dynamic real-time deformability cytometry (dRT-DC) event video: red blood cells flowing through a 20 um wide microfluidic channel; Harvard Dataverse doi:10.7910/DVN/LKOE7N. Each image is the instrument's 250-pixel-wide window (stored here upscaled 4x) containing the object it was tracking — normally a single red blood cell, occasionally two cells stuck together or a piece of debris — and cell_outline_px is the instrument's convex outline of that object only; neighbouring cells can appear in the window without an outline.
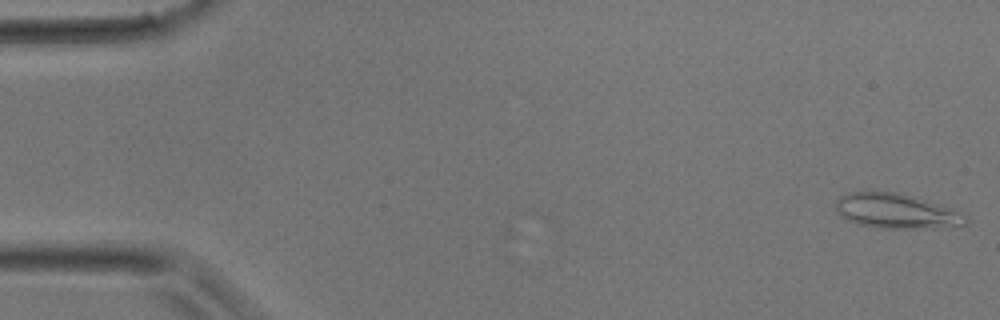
{"species": "common noctule bat (a hibernating species)", "species_latin": "Nyctalus noctula", "temperature_condition": "room temperature", "stored_images_in_passage": 6, "camera_frame_rate_fps": 3000, "um_per_image_px": 0.085, "animal": {"sex": "male", "body_mass_g": 17.9}, "frame": {"image": 1, "passage_image": 1, "time_ms": 0.0, "image_size_px": [1000, 320], "cell_outline_px": [[968, 220], [964, 224], [944, 228], [880, 228], [860, 224], [844, 216], [836, 208], [836, 200], [840, 196], [852, 192], [896, 192], [912, 196], [960, 212], [968, 216]], "centroid_in_image_um": [76.23, 17.95], "position_along_channel_um": 8.8, "area_um2": 25.72}}